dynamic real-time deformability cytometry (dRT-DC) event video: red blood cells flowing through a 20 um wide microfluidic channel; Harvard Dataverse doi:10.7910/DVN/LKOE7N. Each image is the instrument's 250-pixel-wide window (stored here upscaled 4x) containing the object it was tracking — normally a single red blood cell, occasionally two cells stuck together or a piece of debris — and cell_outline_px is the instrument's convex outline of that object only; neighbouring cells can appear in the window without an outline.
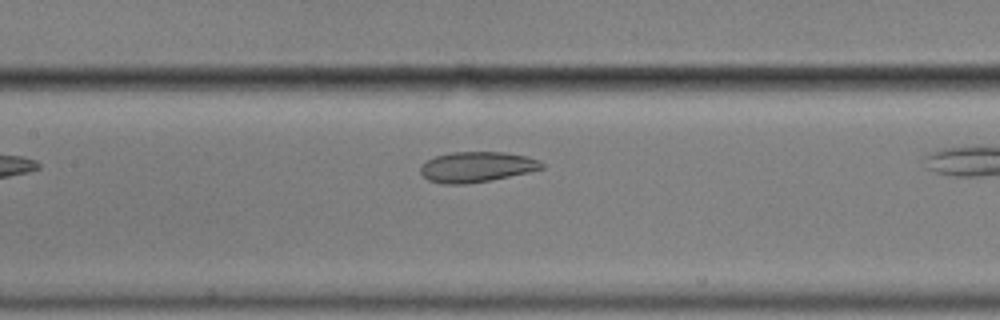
{"species": "common noctule bat (a hibernating species)", "species_latin": "Nyctalus noctula", "temperature_condition": "cold", "stored_images_in_passage": 15, "camera_frame_rate_fps": 3000, "um_per_image_px": 0.085, "animal": {"sex": "male", "body_mass_g": 17.9}, "frame": {"image": 1, "passage_image": 7, "time_ms": 2.0, "image_size_px": [1000, 320], "cell_outline_px": [[544, 168], [528, 172], [488, 180], [464, 184], [444, 184], [428, 180], [420, 172], [420, 164], [436, 156], [452, 152], [504, 152], [524, 156], [540, 160], [544, 164]], "centroid_in_image_um": [40.49, 14.18], "position_along_channel_um": 166.9, "area_um2": 21.27}}